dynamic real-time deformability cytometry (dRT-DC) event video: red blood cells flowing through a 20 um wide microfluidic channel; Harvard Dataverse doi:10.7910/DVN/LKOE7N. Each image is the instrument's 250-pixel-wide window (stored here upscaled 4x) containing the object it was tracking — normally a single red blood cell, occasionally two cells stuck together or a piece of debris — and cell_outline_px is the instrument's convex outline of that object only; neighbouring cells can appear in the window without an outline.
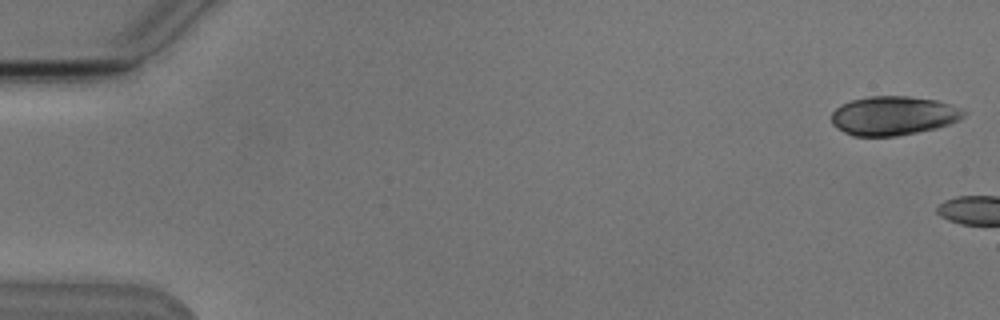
{"species": "Egyptian fruit bat (a non-hibernating species)", "species_latin": "Rousettus aegyptiacus", "temperature_condition": "cold", "stored_images_in_passage": 8, "camera_frame_rate_fps": 3000, "um_per_image_px": 0.085, "animal": {"sex": "male"}, "frame": {"image": 1, "passage_image": 1, "time_ms": 0.0, "image_size_px": [1000, 320], "cell_outline_px": [[968, 112], [960, 120], [936, 128], [896, 136], [852, 136], [836, 128], [832, 124], [832, 112], [840, 104], [852, 100], [872, 96], [908, 96], [936, 100], [948, 104]], "centroid_in_image_um": [75.91, 9.84], "position_along_channel_um": 9.1, "area_um2": 30.0}}
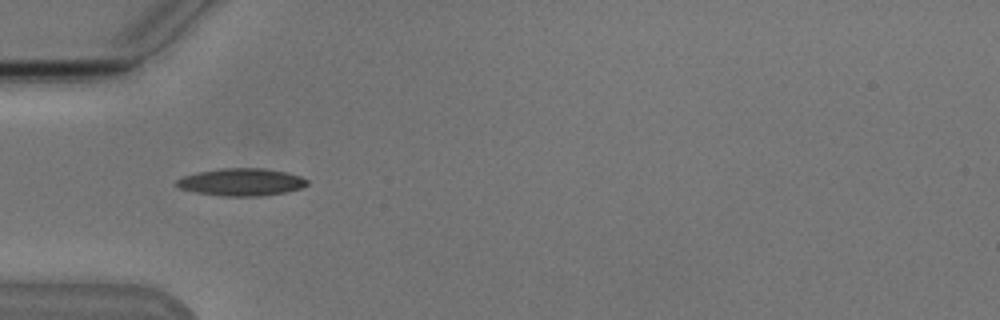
{"frame": {"image": 2, "passage_image": 6, "time_ms": 6.667, "image_size_px": [1000, 320], "cell_outline_px": [[308, 184], [300, 188], [284, 192], [260, 196], [220, 196], [196, 192], [180, 188], [172, 184], [176, 180], [184, 176], [196, 172], [220, 168], [264, 168], [284, 172], [300, 176], [308, 180]], "centroid_in_image_um": [20.46, 15.47], "position_along_channel_um": 64.5, "area_um2": 20.87}}
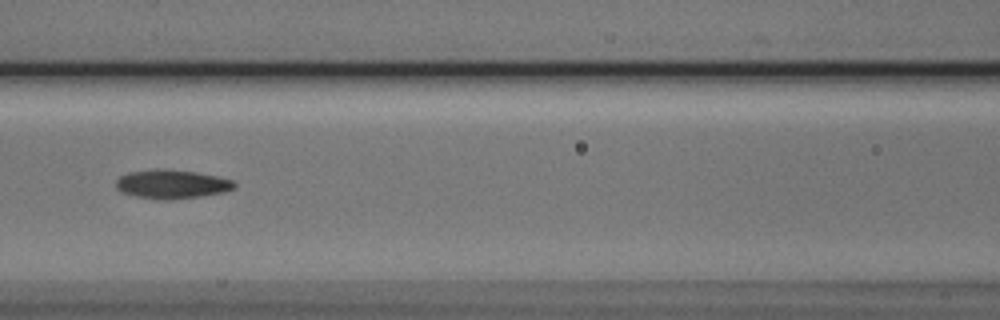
{"frame": {"image": 3, "passage_image": 8, "time_ms": 9.0, "image_size_px": [1000, 320], "cell_outline_px": [[236, 188], [224, 192], [200, 196], [168, 200], [164, 200], [136, 196], [124, 192], [116, 188], [116, 180], [120, 176], [128, 172], [152, 168], [160, 168], [196, 172], [220, 176], [232, 180], [236, 184]], "centroid_in_image_um": [14.62, 15.63], "position_along_channel_um": 152.0, "area_um2": 20.06}}